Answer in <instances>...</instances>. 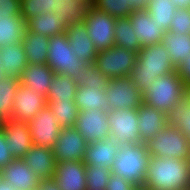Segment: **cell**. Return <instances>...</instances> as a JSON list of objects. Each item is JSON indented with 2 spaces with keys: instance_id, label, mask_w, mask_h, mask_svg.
<instances>
[{
  "instance_id": "obj_1",
  "label": "cell",
  "mask_w": 190,
  "mask_h": 190,
  "mask_svg": "<svg viewBox=\"0 0 190 190\" xmlns=\"http://www.w3.org/2000/svg\"><path fill=\"white\" fill-rule=\"evenodd\" d=\"M144 184L152 190H190V160L151 156Z\"/></svg>"
},
{
  "instance_id": "obj_2",
  "label": "cell",
  "mask_w": 190,
  "mask_h": 190,
  "mask_svg": "<svg viewBox=\"0 0 190 190\" xmlns=\"http://www.w3.org/2000/svg\"><path fill=\"white\" fill-rule=\"evenodd\" d=\"M175 69L167 48L162 43L154 44L139 50L130 77L143 94L157 77L169 74Z\"/></svg>"
},
{
  "instance_id": "obj_3",
  "label": "cell",
  "mask_w": 190,
  "mask_h": 190,
  "mask_svg": "<svg viewBox=\"0 0 190 190\" xmlns=\"http://www.w3.org/2000/svg\"><path fill=\"white\" fill-rule=\"evenodd\" d=\"M188 92L189 88L174 70L150 83V87L143 93V103L167 114Z\"/></svg>"
},
{
  "instance_id": "obj_4",
  "label": "cell",
  "mask_w": 190,
  "mask_h": 190,
  "mask_svg": "<svg viewBox=\"0 0 190 190\" xmlns=\"http://www.w3.org/2000/svg\"><path fill=\"white\" fill-rule=\"evenodd\" d=\"M150 157L145 143L122 144L111 171L134 185L144 184Z\"/></svg>"
},
{
  "instance_id": "obj_5",
  "label": "cell",
  "mask_w": 190,
  "mask_h": 190,
  "mask_svg": "<svg viewBox=\"0 0 190 190\" xmlns=\"http://www.w3.org/2000/svg\"><path fill=\"white\" fill-rule=\"evenodd\" d=\"M145 144L150 156L190 160V142L176 127L167 125Z\"/></svg>"
},
{
  "instance_id": "obj_6",
  "label": "cell",
  "mask_w": 190,
  "mask_h": 190,
  "mask_svg": "<svg viewBox=\"0 0 190 190\" xmlns=\"http://www.w3.org/2000/svg\"><path fill=\"white\" fill-rule=\"evenodd\" d=\"M87 64V62L78 59L71 49L66 32L50 37L47 65L56 74H65L76 79L81 72V68Z\"/></svg>"
},
{
  "instance_id": "obj_7",
  "label": "cell",
  "mask_w": 190,
  "mask_h": 190,
  "mask_svg": "<svg viewBox=\"0 0 190 190\" xmlns=\"http://www.w3.org/2000/svg\"><path fill=\"white\" fill-rule=\"evenodd\" d=\"M86 31L98 52L114 46V29L116 18L97 10L91 4L84 16Z\"/></svg>"
},
{
  "instance_id": "obj_8",
  "label": "cell",
  "mask_w": 190,
  "mask_h": 190,
  "mask_svg": "<svg viewBox=\"0 0 190 190\" xmlns=\"http://www.w3.org/2000/svg\"><path fill=\"white\" fill-rule=\"evenodd\" d=\"M137 54L132 50L113 46L98 52L94 64L109 80L130 76L136 65Z\"/></svg>"
},
{
  "instance_id": "obj_9",
  "label": "cell",
  "mask_w": 190,
  "mask_h": 190,
  "mask_svg": "<svg viewBox=\"0 0 190 190\" xmlns=\"http://www.w3.org/2000/svg\"><path fill=\"white\" fill-rule=\"evenodd\" d=\"M105 92L109 110L138 109L143 102V94L130 76L111 79Z\"/></svg>"
},
{
  "instance_id": "obj_10",
  "label": "cell",
  "mask_w": 190,
  "mask_h": 190,
  "mask_svg": "<svg viewBox=\"0 0 190 190\" xmlns=\"http://www.w3.org/2000/svg\"><path fill=\"white\" fill-rule=\"evenodd\" d=\"M108 125L111 137L122 144H140L137 109L109 110Z\"/></svg>"
},
{
  "instance_id": "obj_11",
  "label": "cell",
  "mask_w": 190,
  "mask_h": 190,
  "mask_svg": "<svg viewBox=\"0 0 190 190\" xmlns=\"http://www.w3.org/2000/svg\"><path fill=\"white\" fill-rule=\"evenodd\" d=\"M32 144L52 149L62 128L47 105L28 122Z\"/></svg>"
},
{
  "instance_id": "obj_12",
  "label": "cell",
  "mask_w": 190,
  "mask_h": 190,
  "mask_svg": "<svg viewBox=\"0 0 190 190\" xmlns=\"http://www.w3.org/2000/svg\"><path fill=\"white\" fill-rule=\"evenodd\" d=\"M88 142L73 127L63 128L52 147L56 162L84 161Z\"/></svg>"
},
{
  "instance_id": "obj_13",
  "label": "cell",
  "mask_w": 190,
  "mask_h": 190,
  "mask_svg": "<svg viewBox=\"0 0 190 190\" xmlns=\"http://www.w3.org/2000/svg\"><path fill=\"white\" fill-rule=\"evenodd\" d=\"M74 127L88 143L111 136L107 113L95 108L79 111Z\"/></svg>"
},
{
  "instance_id": "obj_14",
  "label": "cell",
  "mask_w": 190,
  "mask_h": 190,
  "mask_svg": "<svg viewBox=\"0 0 190 190\" xmlns=\"http://www.w3.org/2000/svg\"><path fill=\"white\" fill-rule=\"evenodd\" d=\"M47 106L44 95L22 84L16 89L12 108V120L17 122H29L40 110Z\"/></svg>"
},
{
  "instance_id": "obj_15",
  "label": "cell",
  "mask_w": 190,
  "mask_h": 190,
  "mask_svg": "<svg viewBox=\"0 0 190 190\" xmlns=\"http://www.w3.org/2000/svg\"><path fill=\"white\" fill-rule=\"evenodd\" d=\"M4 132L6 144L14 159H22L25 153L33 146L28 122L8 120L0 123Z\"/></svg>"
},
{
  "instance_id": "obj_16",
  "label": "cell",
  "mask_w": 190,
  "mask_h": 190,
  "mask_svg": "<svg viewBox=\"0 0 190 190\" xmlns=\"http://www.w3.org/2000/svg\"><path fill=\"white\" fill-rule=\"evenodd\" d=\"M60 190H87L84 161L56 162L53 178Z\"/></svg>"
},
{
  "instance_id": "obj_17",
  "label": "cell",
  "mask_w": 190,
  "mask_h": 190,
  "mask_svg": "<svg viewBox=\"0 0 190 190\" xmlns=\"http://www.w3.org/2000/svg\"><path fill=\"white\" fill-rule=\"evenodd\" d=\"M30 167L39 181L54 178L56 160L52 149L44 146L33 145L22 158Z\"/></svg>"
},
{
  "instance_id": "obj_18",
  "label": "cell",
  "mask_w": 190,
  "mask_h": 190,
  "mask_svg": "<svg viewBox=\"0 0 190 190\" xmlns=\"http://www.w3.org/2000/svg\"><path fill=\"white\" fill-rule=\"evenodd\" d=\"M135 35L137 36L142 47L160 44L165 31L160 28L155 18L144 10H135L129 16Z\"/></svg>"
},
{
  "instance_id": "obj_19",
  "label": "cell",
  "mask_w": 190,
  "mask_h": 190,
  "mask_svg": "<svg viewBox=\"0 0 190 190\" xmlns=\"http://www.w3.org/2000/svg\"><path fill=\"white\" fill-rule=\"evenodd\" d=\"M120 148L121 144L111 136L103 140L88 143L84 163L85 165L92 166L100 165L111 170Z\"/></svg>"
},
{
  "instance_id": "obj_20",
  "label": "cell",
  "mask_w": 190,
  "mask_h": 190,
  "mask_svg": "<svg viewBox=\"0 0 190 190\" xmlns=\"http://www.w3.org/2000/svg\"><path fill=\"white\" fill-rule=\"evenodd\" d=\"M137 113L139 136L142 143L154 138L159 131L167 126L166 114L153 106L142 102Z\"/></svg>"
},
{
  "instance_id": "obj_21",
  "label": "cell",
  "mask_w": 190,
  "mask_h": 190,
  "mask_svg": "<svg viewBox=\"0 0 190 190\" xmlns=\"http://www.w3.org/2000/svg\"><path fill=\"white\" fill-rule=\"evenodd\" d=\"M2 177L16 190H36L39 180L28 165L20 158L2 168Z\"/></svg>"
},
{
  "instance_id": "obj_22",
  "label": "cell",
  "mask_w": 190,
  "mask_h": 190,
  "mask_svg": "<svg viewBox=\"0 0 190 190\" xmlns=\"http://www.w3.org/2000/svg\"><path fill=\"white\" fill-rule=\"evenodd\" d=\"M65 32L71 49L78 59L87 63H95L98 51L86 31L85 23L82 21L79 24L67 26Z\"/></svg>"
},
{
  "instance_id": "obj_23",
  "label": "cell",
  "mask_w": 190,
  "mask_h": 190,
  "mask_svg": "<svg viewBox=\"0 0 190 190\" xmlns=\"http://www.w3.org/2000/svg\"><path fill=\"white\" fill-rule=\"evenodd\" d=\"M54 74V70L47 64H28L22 73L20 84L46 97Z\"/></svg>"
},
{
  "instance_id": "obj_24",
  "label": "cell",
  "mask_w": 190,
  "mask_h": 190,
  "mask_svg": "<svg viewBox=\"0 0 190 190\" xmlns=\"http://www.w3.org/2000/svg\"><path fill=\"white\" fill-rule=\"evenodd\" d=\"M0 63L5 76L20 79L24 69L28 65L22 42L7 44L1 47Z\"/></svg>"
},
{
  "instance_id": "obj_25",
  "label": "cell",
  "mask_w": 190,
  "mask_h": 190,
  "mask_svg": "<svg viewBox=\"0 0 190 190\" xmlns=\"http://www.w3.org/2000/svg\"><path fill=\"white\" fill-rule=\"evenodd\" d=\"M49 37L28 31L22 39L23 49L26 55L27 64H47Z\"/></svg>"
},
{
  "instance_id": "obj_26",
  "label": "cell",
  "mask_w": 190,
  "mask_h": 190,
  "mask_svg": "<svg viewBox=\"0 0 190 190\" xmlns=\"http://www.w3.org/2000/svg\"><path fill=\"white\" fill-rule=\"evenodd\" d=\"M75 103L79 111L98 109L109 111V101L106 98L105 88L78 86Z\"/></svg>"
},
{
  "instance_id": "obj_27",
  "label": "cell",
  "mask_w": 190,
  "mask_h": 190,
  "mask_svg": "<svg viewBox=\"0 0 190 190\" xmlns=\"http://www.w3.org/2000/svg\"><path fill=\"white\" fill-rule=\"evenodd\" d=\"M66 27L67 26L60 20V14L53 12L40 13L38 16L30 18L26 22L28 31L49 38L65 32Z\"/></svg>"
},
{
  "instance_id": "obj_28",
  "label": "cell",
  "mask_w": 190,
  "mask_h": 190,
  "mask_svg": "<svg viewBox=\"0 0 190 190\" xmlns=\"http://www.w3.org/2000/svg\"><path fill=\"white\" fill-rule=\"evenodd\" d=\"M76 79L65 74H54L46 96L47 104L60 101H75L77 90Z\"/></svg>"
},
{
  "instance_id": "obj_29",
  "label": "cell",
  "mask_w": 190,
  "mask_h": 190,
  "mask_svg": "<svg viewBox=\"0 0 190 190\" xmlns=\"http://www.w3.org/2000/svg\"><path fill=\"white\" fill-rule=\"evenodd\" d=\"M169 53L172 64L177 67L190 55V33L166 32L161 42Z\"/></svg>"
},
{
  "instance_id": "obj_30",
  "label": "cell",
  "mask_w": 190,
  "mask_h": 190,
  "mask_svg": "<svg viewBox=\"0 0 190 190\" xmlns=\"http://www.w3.org/2000/svg\"><path fill=\"white\" fill-rule=\"evenodd\" d=\"M90 0H57L56 13L66 26L79 24L84 20Z\"/></svg>"
},
{
  "instance_id": "obj_31",
  "label": "cell",
  "mask_w": 190,
  "mask_h": 190,
  "mask_svg": "<svg viewBox=\"0 0 190 190\" xmlns=\"http://www.w3.org/2000/svg\"><path fill=\"white\" fill-rule=\"evenodd\" d=\"M26 29V22L21 16L0 18V48L22 42Z\"/></svg>"
},
{
  "instance_id": "obj_32",
  "label": "cell",
  "mask_w": 190,
  "mask_h": 190,
  "mask_svg": "<svg viewBox=\"0 0 190 190\" xmlns=\"http://www.w3.org/2000/svg\"><path fill=\"white\" fill-rule=\"evenodd\" d=\"M114 46L132 50L139 53L142 48L137 36L135 35L132 22L129 17L117 18L114 29Z\"/></svg>"
},
{
  "instance_id": "obj_33",
  "label": "cell",
  "mask_w": 190,
  "mask_h": 190,
  "mask_svg": "<svg viewBox=\"0 0 190 190\" xmlns=\"http://www.w3.org/2000/svg\"><path fill=\"white\" fill-rule=\"evenodd\" d=\"M20 84L16 77L3 76L0 79V123L12 120L15 92Z\"/></svg>"
},
{
  "instance_id": "obj_34",
  "label": "cell",
  "mask_w": 190,
  "mask_h": 190,
  "mask_svg": "<svg viewBox=\"0 0 190 190\" xmlns=\"http://www.w3.org/2000/svg\"><path fill=\"white\" fill-rule=\"evenodd\" d=\"M167 125L180 129L190 142V91L166 114Z\"/></svg>"
},
{
  "instance_id": "obj_35",
  "label": "cell",
  "mask_w": 190,
  "mask_h": 190,
  "mask_svg": "<svg viewBox=\"0 0 190 190\" xmlns=\"http://www.w3.org/2000/svg\"><path fill=\"white\" fill-rule=\"evenodd\" d=\"M176 6L171 0H149L145 10L151 18H155L157 24L165 32H168L171 26L172 17L176 12Z\"/></svg>"
},
{
  "instance_id": "obj_36",
  "label": "cell",
  "mask_w": 190,
  "mask_h": 190,
  "mask_svg": "<svg viewBox=\"0 0 190 190\" xmlns=\"http://www.w3.org/2000/svg\"><path fill=\"white\" fill-rule=\"evenodd\" d=\"M47 105L53 112L62 129L75 126L79 113L75 101H60Z\"/></svg>"
},
{
  "instance_id": "obj_37",
  "label": "cell",
  "mask_w": 190,
  "mask_h": 190,
  "mask_svg": "<svg viewBox=\"0 0 190 190\" xmlns=\"http://www.w3.org/2000/svg\"><path fill=\"white\" fill-rule=\"evenodd\" d=\"M90 2L97 10H101L116 19L127 18L135 11L127 0H90Z\"/></svg>"
},
{
  "instance_id": "obj_38",
  "label": "cell",
  "mask_w": 190,
  "mask_h": 190,
  "mask_svg": "<svg viewBox=\"0 0 190 190\" xmlns=\"http://www.w3.org/2000/svg\"><path fill=\"white\" fill-rule=\"evenodd\" d=\"M76 82L78 86L106 88L110 80L103 75L94 63H88L81 68Z\"/></svg>"
},
{
  "instance_id": "obj_39",
  "label": "cell",
  "mask_w": 190,
  "mask_h": 190,
  "mask_svg": "<svg viewBox=\"0 0 190 190\" xmlns=\"http://www.w3.org/2000/svg\"><path fill=\"white\" fill-rule=\"evenodd\" d=\"M57 0H21V17L27 22L40 13H56Z\"/></svg>"
},
{
  "instance_id": "obj_40",
  "label": "cell",
  "mask_w": 190,
  "mask_h": 190,
  "mask_svg": "<svg viewBox=\"0 0 190 190\" xmlns=\"http://www.w3.org/2000/svg\"><path fill=\"white\" fill-rule=\"evenodd\" d=\"M112 171L100 165H86L87 190H106Z\"/></svg>"
},
{
  "instance_id": "obj_41",
  "label": "cell",
  "mask_w": 190,
  "mask_h": 190,
  "mask_svg": "<svg viewBox=\"0 0 190 190\" xmlns=\"http://www.w3.org/2000/svg\"><path fill=\"white\" fill-rule=\"evenodd\" d=\"M169 31L179 34L190 33V9H176Z\"/></svg>"
},
{
  "instance_id": "obj_42",
  "label": "cell",
  "mask_w": 190,
  "mask_h": 190,
  "mask_svg": "<svg viewBox=\"0 0 190 190\" xmlns=\"http://www.w3.org/2000/svg\"><path fill=\"white\" fill-rule=\"evenodd\" d=\"M21 16V0H0V18Z\"/></svg>"
},
{
  "instance_id": "obj_43",
  "label": "cell",
  "mask_w": 190,
  "mask_h": 190,
  "mask_svg": "<svg viewBox=\"0 0 190 190\" xmlns=\"http://www.w3.org/2000/svg\"><path fill=\"white\" fill-rule=\"evenodd\" d=\"M133 187V183L127 181L123 177L111 173V176L106 185V190H132Z\"/></svg>"
},
{
  "instance_id": "obj_44",
  "label": "cell",
  "mask_w": 190,
  "mask_h": 190,
  "mask_svg": "<svg viewBox=\"0 0 190 190\" xmlns=\"http://www.w3.org/2000/svg\"><path fill=\"white\" fill-rule=\"evenodd\" d=\"M9 147L6 144L4 132L0 127V169L14 160V157L8 151Z\"/></svg>"
},
{
  "instance_id": "obj_45",
  "label": "cell",
  "mask_w": 190,
  "mask_h": 190,
  "mask_svg": "<svg viewBox=\"0 0 190 190\" xmlns=\"http://www.w3.org/2000/svg\"><path fill=\"white\" fill-rule=\"evenodd\" d=\"M182 79L183 83L190 88V55L183 59V61L175 69Z\"/></svg>"
},
{
  "instance_id": "obj_46",
  "label": "cell",
  "mask_w": 190,
  "mask_h": 190,
  "mask_svg": "<svg viewBox=\"0 0 190 190\" xmlns=\"http://www.w3.org/2000/svg\"><path fill=\"white\" fill-rule=\"evenodd\" d=\"M36 190H60L54 179L39 181Z\"/></svg>"
},
{
  "instance_id": "obj_47",
  "label": "cell",
  "mask_w": 190,
  "mask_h": 190,
  "mask_svg": "<svg viewBox=\"0 0 190 190\" xmlns=\"http://www.w3.org/2000/svg\"><path fill=\"white\" fill-rule=\"evenodd\" d=\"M134 10H144L149 0H127Z\"/></svg>"
},
{
  "instance_id": "obj_48",
  "label": "cell",
  "mask_w": 190,
  "mask_h": 190,
  "mask_svg": "<svg viewBox=\"0 0 190 190\" xmlns=\"http://www.w3.org/2000/svg\"><path fill=\"white\" fill-rule=\"evenodd\" d=\"M177 9H190V0H171Z\"/></svg>"
},
{
  "instance_id": "obj_49",
  "label": "cell",
  "mask_w": 190,
  "mask_h": 190,
  "mask_svg": "<svg viewBox=\"0 0 190 190\" xmlns=\"http://www.w3.org/2000/svg\"><path fill=\"white\" fill-rule=\"evenodd\" d=\"M0 190H16V188L10 185L6 180L2 179L0 181Z\"/></svg>"
},
{
  "instance_id": "obj_50",
  "label": "cell",
  "mask_w": 190,
  "mask_h": 190,
  "mask_svg": "<svg viewBox=\"0 0 190 190\" xmlns=\"http://www.w3.org/2000/svg\"><path fill=\"white\" fill-rule=\"evenodd\" d=\"M132 190H152L148 188L145 184H140V185H134Z\"/></svg>"
},
{
  "instance_id": "obj_51",
  "label": "cell",
  "mask_w": 190,
  "mask_h": 190,
  "mask_svg": "<svg viewBox=\"0 0 190 190\" xmlns=\"http://www.w3.org/2000/svg\"><path fill=\"white\" fill-rule=\"evenodd\" d=\"M3 76H5V74H4L3 68H2L1 63H0V79H1Z\"/></svg>"
},
{
  "instance_id": "obj_52",
  "label": "cell",
  "mask_w": 190,
  "mask_h": 190,
  "mask_svg": "<svg viewBox=\"0 0 190 190\" xmlns=\"http://www.w3.org/2000/svg\"><path fill=\"white\" fill-rule=\"evenodd\" d=\"M3 179L2 177V169H0V181Z\"/></svg>"
}]
</instances>
